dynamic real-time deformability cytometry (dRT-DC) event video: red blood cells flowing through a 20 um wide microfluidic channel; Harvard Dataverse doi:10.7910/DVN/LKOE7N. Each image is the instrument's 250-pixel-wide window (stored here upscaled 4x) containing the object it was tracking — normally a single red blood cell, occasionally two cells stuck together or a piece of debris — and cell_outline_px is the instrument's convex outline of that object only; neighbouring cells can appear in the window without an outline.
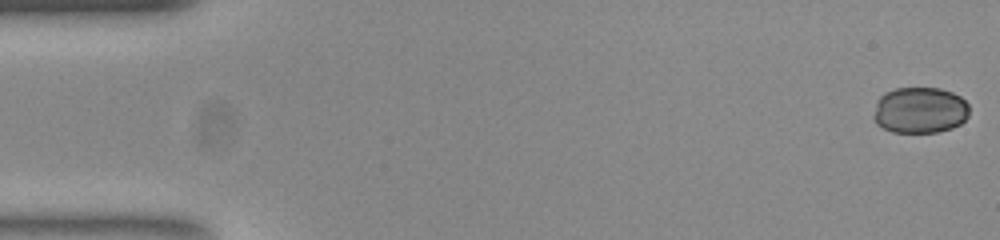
{"species": "common noctule bat (a hibernating species)", "species_latin": "Nyctalus noctula", "temperature_condition": "room temperature", "stored_images_in_passage": 53, "camera_frame_rate_fps": 3000, "um_per_image_px": 0.085, "animal": {"sex": "female", "body_mass_g": 23.0, "forearm_length_mm": 53.4}, "frame": {"image": 1, "passage_image": 1, "time_ms": 0.0, "image_size_px": [1000, 240], "cell_outline_px": [[968, 116], [960, 124], [952, 128], [936, 132], [892, 132], [876, 124], [872, 116], [876, 100], [884, 92], [896, 88], [940, 88], [952, 92], [960, 96], [968, 104]], "centroid_in_image_um": [78.16, 9.36], "position_along_channel_um": 6.8, "area_um2": 26.01}}
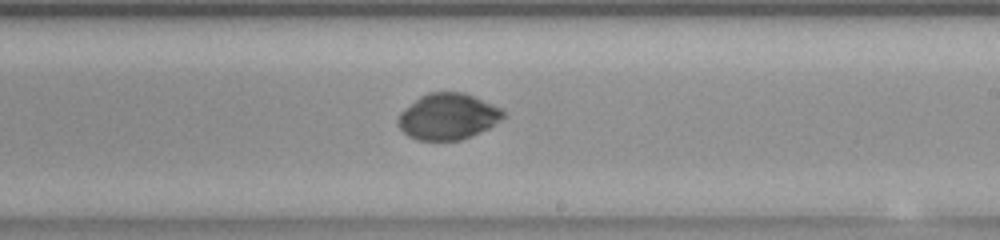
{"frame": {"image": 2, "passage_image": 31, "time_ms": 10.0, "image_size_px": [1000, 240], "cell_outline_px": [[504, 116], [500, 120], [488, 128], [460, 140], [416, 140], [408, 136], [400, 128], [396, 120], [400, 112], [404, 108], [420, 96], [428, 92], [464, 92], [492, 104], [500, 108], [504, 112]], "centroid_in_image_um": [38.03, 9.9], "position_along_channel_um": 251.0, "area_um2": 28.15}}
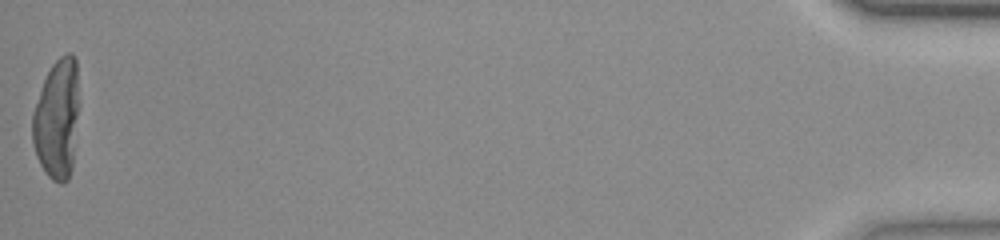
{"frame": {"image": 3, "passage_image": 53, "time_ms": 17.333, "image_size_px": [1000, 240], "cell_outline_px": [[80, 104], [72, 168], [68, 180], [64, 184], [60, 184], [52, 180], [48, 176], [40, 164], [36, 156], [32, 140], [32, 112], [44, 80], [52, 64], [60, 56], [68, 52], [72, 52], [76, 60]], "centroid_in_image_um": [4.87, 10.11], "position_along_channel_um": 430.3, "area_um2": 33.29}, "authors_computed_cell_mechanics": {"area_um2": 29.189, "velocity_mm_per_s": 3.8585, "shape_relaxation_time_tau1_ms": 7.7507, "shape_relaxation_time_tau2_ms": null, "deformation_change_tau1": 0.1489, "deformation_change_tau2": null}}